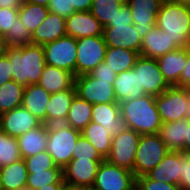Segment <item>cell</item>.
Returning <instances> with one entry per match:
<instances>
[{
  "mask_svg": "<svg viewBox=\"0 0 190 190\" xmlns=\"http://www.w3.org/2000/svg\"><path fill=\"white\" fill-rule=\"evenodd\" d=\"M106 49L107 45L103 35L77 39L75 77L89 74L99 63L103 62Z\"/></svg>",
  "mask_w": 190,
  "mask_h": 190,
  "instance_id": "obj_8",
  "label": "cell"
},
{
  "mask_svg": "<svg viewBox=\"0 0 190 190\" xmlns=\"http://www.w3.org/2000/svg\"><path fill=\"white\" fill-rule=\"evenodd\" d=\"M18 11L19 18L26 25L30 33L36 30L49 13V9L46 6L26 2L18 8Z\"/></svg>",
  "mask_w": 190,
  "mask_h": 190,
  "instance_id": "obj_34",
  "label": "cell"
},
{
  "mask_svg": "<svg viewBox=\"0 0 190 190\" xmlns=\"http://www.w3.org/2000/svg\"><path fill=\"white\" fill-rule=\"evenodd\" d=\"M76 95L73 85L70 89L51 94L46 110V125L65 123L71 102Z\"/></svg>",
  "mask_w": 190,
  "mask_h": 190,
  "instance_id": "obj_23",
  "label": "cell"
},
{
  "mask_svg": "<svg viewBox=\"0 0 190 190\" xmlns=\"http://www.w3.org/2000/svg\"><path fill=\"white\" fill-rule=\"evenodd\" d=\"M21 158L17 138L7 135L0 125V168Z\"/></svg>",
  "mask_w": 190,
  "mask_h": 190,
  "instance_id": "obj_35",
  "label": "cell"
},
{
  "mask_svg": "<svg viewBox=\"0 0 190 190\" xmlns=\"http://www.w3.org/2000/svg\"><path fill=\"white\" fill-rule=\"evenodd\" d=\"M26 3H33V4H39L43 6H48L50 0H24Z\"/></svg>",
  "mask_w": 190,
  "mask_h": 190,
  "instance_id": "obj_54",
  "label": "cell"
},
{
  "mask_svg": "<svg viewBox=\"0 0 190 190\" xmlns=\"http://www.w3.org/2000/svg\"><path fill=\"white\" fill-rule=\"evenodd\" d=\"M66 35V18L49 12L32 33V44L45 45Z\"/></svg>",
  "mask_w": 190,
  "mask_h": 190,
  "instance_id": "obj_22",
  "label": "cell"
},
{
  "mask_svg": "<svg viewBox=\"0 0 190 190\" xmlns=\"http://www.w3.org/2000/svg\"><path fill=\"white\" fill-rule=\"evenodd\" d=\"M121 117L130 128L140 135L156 134L162 121L155 103V96L142 95L134 100L127 99L119 103Z\"/></svg>",
  "mask_w": 190,
  "mask_h": 190,
  "instance_id": "obj_2",
  "label": "cell"
},
{
  "mask_svg": "<svg viewBox=\"0 0 190 190\" xmlns=\"http://www.w3.org/2000/svg\"><path fill=\"white\" fill-rule=\"evenodd\" d=\"M17 17H19L18 8H0V33L2 35H7Z\"/></svg>",
  "mask_w": 190,
  "mask_h": 190,
  "instance_id": "obj_42",
  "label": "cell"
},
{
  "mask_svg": "<svg viewBox=\"0 0 190 190\" xmlns=\"http://www.w3.org/2000/svg\"><path fill=\"white\" fill-rule=\"evenodd\" d=\"M121 24H133L131 12L128 5H123L119 11H116L113 20H110V22L107 25Z\"/></svg>",
  "mask_w": 190,
  "mask_h": 190,
  "instance_id": "obj_46",
  "label": "cell"
},
{
  "mask_svg": "<svg viewBox=\"0 0 190 190\" xmlns=\"http://www.w3.org/2000/svg\"><path fill=\"white\" fill-rule=\"evenodd\" d=\"M0 177L3 190H17L25 187L28 171L24 158L0 168Z\"/></svg>",
  "mask_w": 190,
  "mask_h": 190,
  "instance_id": "obj_29",
  "label": "cell"
},
{
  "mask_svg": "<svg viewBox=\"0 0 190 190\" xmlns=\"http://www.w3.org/2000/svg\"><path fill=\"white\" fill-rule=\"evenodd\" d=\"M103 37L109 47L130 49L140 54L142 38L134 24L106 25L103 27Z\"/></svg>",
  "mask_w": 190,
  "mask_h": 190,
  "instance_id": "obj_15",
  "label": "cell"
},
{
  "mask_svg": "<svg viewBox=\"0 0 190 190\" xmlns=\"http://www.w3.org/2000/svg\"><path fill=\"white\" fill-rule=\"evenodd\" d=\"M76 95L91 103H117L113 84L94 78L90 73L74 78Z\"/></svg>",
  "mask_w": 190,
  "mask_h": 190,
  "instance_id": "obj_11",
  "label": "cell"
},
{
  "mask_svg": "<svg viewBox=\"0 0 190 190\" xmlns=\"http://www.w3.org/2000/svg\"><path fill=\"white\" fill-rule=\"evenodd\" d=\"M168 148L158 134H143L136 150L133 173L135 177L144 176L162 161Z\"/></svg>",
  "mask_w": 190,
  "mask_h": 190,
  "instance_id": "obj_6",
  "label": "cell"
},
{
  "mask_svg": "<svg viewBox=\"0 0 190 190\" xmlns=\"http://www.w3.org/2000/svg\"><path fill=\"white\" fill-rule=\"evenodd\" d=\"M70 190H91V189H88V188H72V187H70Z\"/></svg>",
  "mask_w": 190,
  "mask_h": 190,
  "instance_id": "obj_57",
  "label": "cell"
},
{
  "mask_svg": "<svg viewBox=\"0 0 190 190\" xmlns=\"http://www.w3.org/2000/svg\"><path fill=\"white\" fill-rule=\"evenodd\" d=\"M72 159H104L91 144L82 135L79 137L74 150Z\"/></svg>",
  "mask_w": 190,
  "mask_h": 190,
  "instance_id": "obj_40",
  "label": "cell"
},
{
  "mask_svg": "<svg viewBox=\"0 0 190 190\" xmlns=\"http://www.w3.org/2000/svg\"><path fill=\"white\" fill-rule=\"evenodd\" d=\"M25 86L12 80L0 86V115L20 107Z\"/></svg>",
  "mask_w": 190,
  "mask_h": 190,
  "instance_id": "obj_33",
  "label": "cell"
},
{
  "mask_svg": "<svg viewBox=\"0 0 190 190\" xmlns=\"http://www.w3.org/2000/svg\"><path fill=\"white\" fill-rule=\"evenodd\" d=\"M48 140V126H40L27 131L17 138L22 158H27L46 150Z\"/></svg>",
  "mask_w": 190,
  "mask_h": 190,
  "instance_id": "obj_26",
  "label": "cell"
},
{
  "mask_svg": "<svg viewBox=\"0 0 190 190\" xmlns=\"http://www.w3.org/2000/svg\"><path fill=\"white\" fill-rule=\"evenodd\" d=\"M12 80L13 77L10 60L8 56L4 54L0 56V86Z\"/></svg>",
  "mask_w": 190,
  "mask_h": 190,
  "instance_id": "obj_47",
  "label": "cell"
},
{
  "mask_svg": "<svg viewBox=\"0 0 190 190\" xmlns=\"http://www.w3.org/2000/svg\"><path fill=\"white\" fill-rule=\"evenodd\" d=\"M162 122H174L190 115V90L185 87H170L155 97Z\"/></svg>",
  "mask_w": 190,
  "mask_h": 190,
  "instance_id": "obj_5",
  "label": "cell"
},
{
  "mask_svg": "<svg viewBox=\"0 0 190 190\" xmlns=\"http://www.w3.org/2000/svg\"><path fill=\"white\" fill-rule=\"evenodd\" d=\"M24 0H0V8H19Z\"/></svg>",
  "mask_w": 190,
  "mask_h": 190,
  "instance_id": "obj_50",
  "label": "cell"
},
{
  "mask_svg": "<svg viewBox=\"0 0 190 190\" xmlns=\"http://www.w3.org/2000/svg\"><path fill=\"white\" fill-rule=\"evenodd\" d=\"M140 137L138 132L130 128L115 134L112 138L109 155L105 160L113 165L133 171Z\"/></svg>",
  "mask_w": 190,
  "mask_h": 190,
  "instance_id": "obj_7",
  "label": "cell"
},
{
  "mask_svg": "<svg viewBox=\"0 0 190 190\" xmlns=\"http://www.w3.org/2000/svg\"><path fill=\"white\" fill-rule=\"evenodd\" d=\"M50 97L51 94L39 84L27 85L21 106L46 125V110Z\"/></svg>",
  "mask_w": 190,
  "mask_h": 190,
  "instance_id": "obj_24",
  "label": "cell"
},
{
  "mask_svg": "<svg viewBox=\"0 0 190 190\" xmlns=\"http://www.w3.org/2000/svg\"><path fill=\"white\" fill-rule=\"evenodd\" d=\"M133 69L138 73L139 89L144 94L159 96L171 86L165 80L156 59L139 56Z\"/></svg>",
  "mask_w": 190,
  "mask_h": 190,
  "instance_id": "obj_12",
  "label": "cell"
},
{
  "mask_svg": "<svg viewBox=\"0 0 190 190\" xmlns=\"http://www.w3.org/2000/svg\"><path fill=\"white\" fill-rule=\"evenodd\" d=\"M105 159H72L63 168V180L68 187L91 189L98 167Z\"/></svg>",
  "mask_w": 190,
  "mask_h": 190,
  "instance_id": "obj_13",
  "label": "cell"
},
{
  "mask_svg": "<svg viewBox=\"0 0 190 190\" xmlns=\"http://www.w3.org/2000/svg\"><path fill=\"white\" fill-rule=\"evenodd\" d=\"M24 160L28 174H33V172H44L48 169H62L55 164L52 156L47 150L39 152L34 156L24 158Z\"/></svg>",
  "mask_w": 190,
  "mask_h": 190,
  "instance_id": "obj_39",
  "label": "cell"
},
{
  "mask_svg": "<svg viewBox=\"0 0 190 190\" xmlns=\"http://www.w3.org/2000/svg\"><path fill=\"white\" fill-rule=\"evenodd\" d=\"M41 124L40 120L22 106L0 115V125L3 131L14 138L20 137Z\"/></svg>",
  "mask_w": 190,
  "mask_h": 190,
  "instance_id": "obj_16",
  "label": "cell"
},
{
  "mask_svg": "<svg viewBox=\"0 0 190 190\" xmlns=\"http://www.w3.org/2000/svg\"><path fill=\"white\" fill-rule=\"evenodd\" d=\"M8 47H21L32 44V33L27 29L22 20L17 17L12 29L5 36Z\"/></svg>",
  "mask_w": 190,
  "mask_h": 190,
  "instance_id": "obj_38",
  "label": "cell"
},
{
  "mask_svg": "<svg viewBox=\"0 0 190 190\" xmlns=\"http://www.w3.org/2000/svg\"><path fill=\"white\" fill-rule=\"evenodd\" d=\"M114 93L117 103L124 100L139 98L144 94L143 89H139L138 73L134 69L116 74L113 81Z\"/></svg>",
  "mask_w": 190,
  "mask_h": 190,
  "instance_id": "obj_28",
  "label": "cell"
},
{
  "mask_svg": "<svg viewBox=\"0 0 190 190\" xmlns=\"http://www.w3.org/2000/svg\"><path fill=\"white\" fill-rule=\"evenodd\" d=\"M157 63L167 83L179 87V80L187 61V48H178L158 57Z\"/></svg>",
  "mask_w": 190,
  "mask_h": 190,
  "instance_id": "obj_20",
  "label": "cell"
},
{
  "mask_svg": "<svg viewBox=\"0 0 190 190\" xmlns=\"http://www.w3.org/2000/svg\"><path fill=\"white\" fill-rule=\"evenodd\" d=\"M135 190H182L179 185L155 181L146 175L136 178Z\"/></svg>",
  "mask_w": 190,
  "mask_h": 190,
  "instance_id": "obj_41",
  "label": "cell"
},
{
  "mask_svg": "<svg viewBox=\"0 0 190 190\" xmlns=\"http://www.w3.org/2000/svg\"><path fill=\"white\" fill-rule=\"evenodd\" d=\"M74 78L71 72L46 64L38 84L53 94L70 89L74 85Z\"/></svg>",
  "mask_w": 190,
  "mask_h": 190,
  "instance_id": "obj_27",
  "label": "cell"
},
{
  "mask_svg": "<svg viewBox=\"0 0 190 190\" xmlns=\"http://www.w3.org/2000/svg\"><path fill=\"white\" fill-rule=\"evenodd\" d=\"M47 65L67 70L75 76L77 39L66 35L43 45Z\"/></svg>",
  "mask_w": 190,
  "mask_h": 190,
  "instance_id": "obj_10",
  "label": "cell"
},
{
  "mask_svg": "<svg viewBox=\"0 0 190 190\" xmlns=\"http://www.w3.org/2000/svg\"><path fill=\"white\" fill-rule=\"evenodd\" d=\"M93 0H71V4L74 5V11H90Z\"/></svg>",
  "mask_w": 190,
  "mask_h": 190,
  "instance_id": "obj_49",
  "label": "cell"
},
{
  "mask_svg": "<svg viewBox=\"0 0 190 190\" xmlns=\"http://www.w3.org/2000/svg\"><path fill=\"white\" fill-rule=\"evenodd\" d=\"M63 190H70V187L66 186Z\"/></svg>",
  "mask_w": 190,
  "mask_h": 190,
  "instance_id": "obj_59",
  "label": "cell"
},
{
  "mask_svg": "<svg viewBox=\"0 0 190 190\" xmlns=\"http://www.w3.org/2000/svg\"><path fill=\"white\" fill-rule=\"evenodd\" d=\"M122 6L115 0H93L90 12L105 27Z\"/></svg>",
  "mask_w": 190,
  "mask_h": 190,
  "instance_id": "obj_36",
  "label": "cell"
},
{
  "mask_svg": "<svg viewBox=\"0 0 190 190\" xmlns=\"http://www.w3.org/2000/svg\"><path fill=\"white\" fill-rule=\"evenodd\" d=\"M179 186L182 190H190V155L181 151V179Z\"/></svg>",
  "mask_w": 190,
  "mask_h": 190,
  "instance_id": "obj_45",
  "label": "cell"
},
{
  "mask_svg": "<svg viewBox=\"0 0 190 190\" xmlns=\"http://www.w3.org/2000/svg\"><path fill=\"white\" fill-rule=\"evenodd\" d=\"M190 86V47L187 48V61L184 70L180 75L179 87L188 88Z\"/></svg>",
  "mask_w": 190,
  "mask_h": 190,
  "instance_id": "obj_48",
  "label": "cell"
},
{
  "mask_svg": "<svg viewBox=\"0 0 190 190\" xmlns=\"http://www.w3.org/2000/svg\"><path fill=\"white\" fill-rule=\"evenodd\" d=\"M136 177L126 168L104 160L100 163L91 190H135Z\"/></svg>",
  "mask_w": 190,
  "mask_h": 190,
  "instance_id": "obj_9",
  "label": "cell"
},
{
  "mask_svg": "<svg viewBox=\"0 0 190 190\" xmlns=\"http://www.w3.org/2000/svg\"><path fill=\"white\" fill-rule=\"evenodd\" d=\"M47 8L49 9V12L64 18L69 17L75 12L71 0H50Z\"/></svg>",
  "mask_w": 190,
  "mask_h": 190,
  "instance_id": "obj_43",
  "label": "cell"
},
{
  "mask_svg": "<svg viewBox=\"0 0 190 190\" xmlns=\"http://www.w3.org/2000/svg\"><path fill=\"white\" fill-rule=\"evenodd\" d=\"M91 121L104 126L112 138L127 128L121 117L119 103L93 104Z\"/></svg>",
  "mask_w": 190,
  "mask_h": 190,
  "instance_id": "obj_18",
  "label": "cell"
},
{
  "mask_svg": "<svg viewBox=\"0 0 190 190\" xmlns=\"http://www.w3.org/2000/svg\"><path fill=\"white\" fill-rule=\"evenodd\" d=\"M184 153L190 155V124L187 126V138L184 142Z\"/></svg>",
  "mask_w": 190,
  "mask_h": 190,
  "instance_id": "obj_52",
  "label": "cell"
},
{
  "mask_svg": "<svg viewBox=\"0 0 190 190\" xmlns=\"http://www.w3.org/2000/svg\"><path fill=\"white\" fill-rule=\"evenodd\" d=\"M140 54L137 51L123 49L121 47L107 46L104 61L116 74L133 69Z\"/></svg>",
  "mask_w": 190,
  "mask_h": 190,
  "instance_id": "obj_30",
  "label": "cell"
},
{
  "mask_svg": "<svg viewBox=\"0 0 190 190\" xmlns=\"http://www.w3.org/2000/svg\"><path fill=\"white\" fill-rule=\"evenodd\" d=\"M0 190H3V189H2V185H1V177H0Z\"/></svg>",
  "mask_w": 190,
  "mask_h": 190,
  "instance_id": "obj_60",
  "label": "cell"
},
{
  "mask_svg": "<svg viewBox=\"0 0 190 190\" xmlns=\"http://www.w3.org/2000/svg\"><path fill=\"white\" fill-rule=\"evenodd\" d=\"M146 176L155 181L179 185L181 179V151H168L162 161Z\"/></svg>",
  "mask_w": 190,
  "mask_h": 190,
  "instance_id": "obj_21",
  "label": "cell"
},
{
  "mask_svg": "<svg viewBox=\"0 0 190 190\" xmlns=\"http://www.w3.org/2000/svg\"><path fill=\"white\" fill-rule=\"evenodd\" d=\"M80 136L81 131L64 123L48 125L46 150L58 167L63 169L72 160L73 150Z\"/></svg>",
  "mask_w": 190,
  "mask_h": 190,
  "instance_id": "obj_4",
  "label": "cell"
},
{
  "mask_svg": "<svg viewBox=\"0 0 190 190\" xmlns=\"http://www.w3.org/2000/svg\"><path fill=\"white\" fill-rule=\"evenodd\" d=\"M189 124L188 118L174 122H162L157 134L169 151L184 152V142L187 138V126Z\"/></svg>",
  "mask_w": 190,
  "mask_h": 190,
  "instance_id": "obj_25",
  "label": "cell"
},
{
  "mask_svg": "<svg viewBox=\"0 0 190 190\" xmlns=\"http://www.w3.org/2000/svg\"><path fill=\"white\" fill-rule=\"evenodd\" d=\"M118 3L122 4V5H127L129 3V0H115Z\"/></svg>",
  "mask_w": 190,
  "mask_h": 190,
  "instance_id": "obj_56",
  "label": "cell"
},
{
  "mask_svg": "<svg viewBox=\"0 0 190 190\" xmlns=\"http://www.w3.org/2000/svg\"><path fill=\"white\" fill-rule=\"evenodd\" d=\"M13 80L23 86L38 84L46 65L43 45L8 47Z\"/></svg>",
  "mask_w": 190,
  "mask_h": 190,
  "instance_id": "obj_1",
  "label": "cell"
},
{
  "mask_svg": "<svg viewBox=\"0 0 190 190\" xmlns=\"http://www.w3.org/2000/svg\"><path fill=\"white\" fill-rule=\"evenodd\" d=\"M81 135L94 145L104 159L107 158L111 149L112 137L104 126L91 121L81 131Z\"/></svg>",
  "mask_w": 190,
  "mask_h": 190,
  "instance_id": "obj_32",
  "label": "cell"
},
{
  "mask_svg": "<svg viewBox=\"0 0 190 190\" xmlns=\"http://www.w3.org/2000/svg\"><path fill=\"white\" fill-rule=\"evenodd\" d=\"M161 4V0H129L127 5L132 21L141 38L156 26V18Z\"/></svg>",
  "mask_w": 190,
  "mask_h": 190,
  "instance_id": "obj_14",
  "label": "cell"
},
{
  "mask_svg": "<svg viewBox=\"0 0 190 190\" xmlns=\"http://www.w3.org/2000/svg\"><path fill=\"white\" fill-rule=\"evenodd\" d=\"M90 74L99 80L110 81L113 84V81L116 78V73L112 70L109 65L103 61L99 63Z\"/></svg>",
  "mask_w": 190,
  "mask_h": 190,
  "instance_id": "obj_44",
  "label": "cell"
},
{
  "mask_svg": "<svg viewBox=\"0 0 190 190\" xmlns=\"http://www.w3.org/2000/svg\"><path fill=\"white\" fill-rule=\"evenodd\" d=\"M92 106L93 104L75 95L64 124L82 131L92 120Z\"/></svg>",
  "mask_w": 190,
  "mask_h": 190,
  "instance_id": "obj_31",
  "label": "cell"
},
{
  "mask_svg": "<svg viewBox=\"0 0 190 190\" xmlns=\"http://www.w3.org/2000/svg\"><path fill=\"white\" fill-rule=\"evenodd\" d=\"M66 183H53L40 187L37 190H63L66 187Z\"/></svg>",
  "mask_w": 190,
  "mask_h": 190,
  "instance_id": "obj_51",
  "label": "cell"
},
{
  "mask_svg": "<svg viewBox=\"0 0 190 190\" xmlns=\"http://www.w3.org/2000/svg\"><path fill=\"white\" fill-rule=\"evenodd\" d=\"M66 33L75 39L102 36L103 26L90 11H77L66 18Z\"/></svg>",
  "mask_w": 190,
  "mask_h": 190,
  "instance_id": "obj_17",
  "label": "cell"
},
{
  "mask_svg": "<svg viewBox=\"0 0 190 190\" xmlns=\"http://www.w3.org/2000/svg\"><path fill=\"white\" fill-rule=\"evenodd\" d=\"M156 26L166 31L178 48L190 47V7L163 1L157 14Z\"/></svg>",
  "mask_w": 190,
  "mask_h": 190,
  "instance_id": "obj_3",
  "label": "cell"
},
{
  "mask_svg": "<svg viewBox=\"0 0 190 190\" xmlns=\"http://www.w3.org/2000/svg\"><path fill=\"white\" fill-rule=\"evenodd\" d=\"M7 48L5 36L0 33V56L6 54Z\"/></svg>",
  "mask_w": 190,
  "mask_h": 190,
  "instance_id": "obj_53",
  "label": "cell"
},
{
  "mask_svg": "<svg viewBox=\"0 0 190 190\" xmlns=\"http://www.w3.org/2000/svg\"><path fill=\"white\" fill-rule=\"evenodd\" d=\"M17 190H32V189H31L30 187L25 186V187L19 188V189H17Z\"/></svg>",
  "mask_w": 190,
  "mask_h": 190,
  "instance_id": "obj_58",
  "label": "cell"
},
{
  "mask_svg": "<svg viewBox=\"0 0 190 190\" xmlns=\"http://www.w3.org/2000/svg\"><path fill=\"white\" fill-rule=\"evenodd\" d=\"M178 49L174 40L166 34V31L160 30L154 26L143 38L140 55L146 58L157 59L167 52Z\"/></svg>",
  "mask_w": 190,
  "mask_h": 190,
  "instance_id": "obj_19",
  "label": "cell"
},
{
  "mask_svg": "<svg viewBox=\"0 0 190 190\" xmlns=\"http://www.w3.org/2000/svg\"><path fill=\"white\" fill-rule=\"evenodd\" d=\"M53 183H65L63 180V169H48L44 172H33L28 174L27 187L37 190L40 187Z\"/></svg>",
  "mask_w": 190,
  "mask_h": 190,
  "instance_id": "obj_37",
  "label": "cell"
},
{
  "mask_svg": "<svg viewBox=\"0 0 190 190\" xmlns=\"http://www.w3.org/2000/svg\"><path fill=\"white\" fill-rule=\"evenodd\" d=\"M169 1L190 7V0H169Z\"/></svg>",
  "mask_w": 190,
  "mask_h": 190,
  "instance_id": "obj_55",
  "label": "cell"
}]
</instances>
